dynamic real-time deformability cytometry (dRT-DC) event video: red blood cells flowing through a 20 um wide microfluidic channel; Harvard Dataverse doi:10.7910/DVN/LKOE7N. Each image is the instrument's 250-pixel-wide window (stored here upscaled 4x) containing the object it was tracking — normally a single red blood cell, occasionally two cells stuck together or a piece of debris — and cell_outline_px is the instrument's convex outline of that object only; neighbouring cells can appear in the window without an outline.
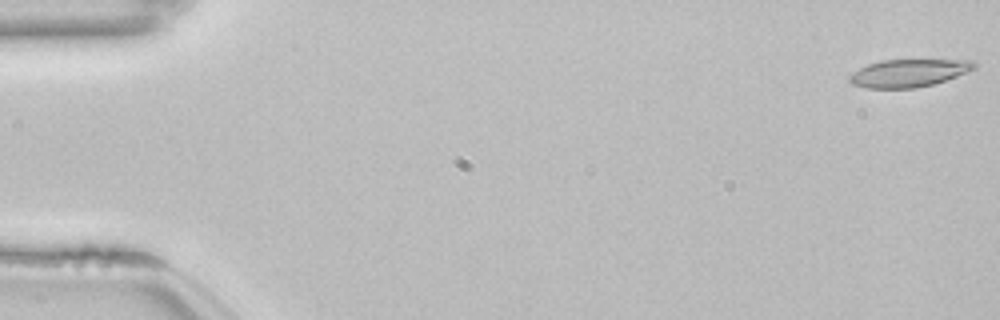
{"species": "common noctule bat (a hibernating species)", "species_latin": "Nyctalus noctula", "temperature_condition": "room temperature", "stored_images_in_passage": 11, "camera_frame_rate_fps": 3000, "um_per_image_px": 0.085, "animal": {"sex": "female", "body_mass_g": 22.7, "forearm_length_mm": 54.2}, "frame": {"image": 1, "passage_image": 1, "time_ms": 0.0, "image_size_px": [1000, 320], "cell_outline_px": [[976, 68], [968, 72], [932, 84], [916, 88], [864, 88], [852, 84], [848, 80], [848, 76], [852, 72], [868, 64], [880, 60], [972, 60], [976, 64]], "centroid_in_image_um": [77.2, 6.21], "position_along_channel_um": 7.8, "area_um2": 20.11}}